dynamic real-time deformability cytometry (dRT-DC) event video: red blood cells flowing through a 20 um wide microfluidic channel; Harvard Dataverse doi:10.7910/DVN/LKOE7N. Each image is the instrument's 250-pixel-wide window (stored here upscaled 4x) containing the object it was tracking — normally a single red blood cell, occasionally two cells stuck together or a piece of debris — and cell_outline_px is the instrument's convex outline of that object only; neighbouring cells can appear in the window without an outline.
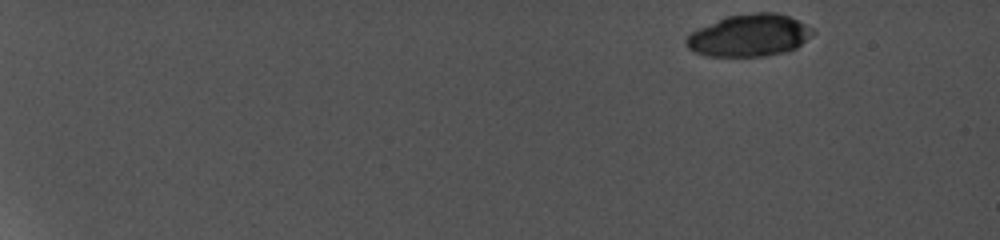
{"species": "common noctule bat (a hibernating species)", "species_latin": "Nyctalus noctula", "temperature_condition": "cold", "stored_images_in_passage": 5, "camera_frame_rate_fps": 5000, "um_per_image_px": 0.085, "animal": {"sex": "female", "body_mass_g": 19.0, "forearm_length_mm": 56.7}, "frame": {"image": 1, "passage_image": 1, "time_ms": 0.0, "image_size_px": [1000, 240], "cell_outline_px": [[816, 32], [812, 36], [796, 48], [788, 52], [764, 56], [708, 56], [696, 52], [688, 48], [684, 40], [692, 32], [700, 28], [728, 16], [756, 12], [776, 12], [788, 16], [812, 28]], "centroid_in_image_um": [63.73, 3.02], "position_along_channel_um": 21.3, "area_um2": 30.87}}